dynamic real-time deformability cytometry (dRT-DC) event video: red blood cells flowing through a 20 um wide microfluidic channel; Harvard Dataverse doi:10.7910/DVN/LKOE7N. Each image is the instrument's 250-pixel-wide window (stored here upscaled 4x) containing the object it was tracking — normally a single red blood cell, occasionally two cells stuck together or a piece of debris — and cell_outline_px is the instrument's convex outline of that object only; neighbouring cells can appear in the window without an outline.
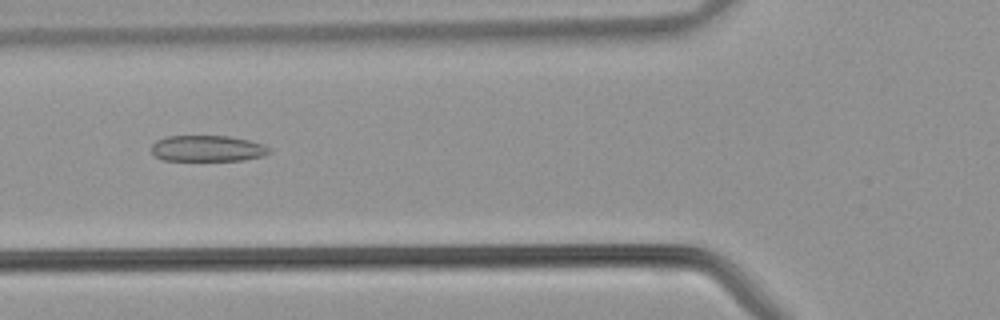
{"species": "common noctule bat (a hibernating species)", "species_latin": "Nyctalus noctula", "temperature_condition": "warm", "stored_images_in_passage": 41, "camera_frame_rate_fps": 3000, "um_per_image_px": 0.085, "animal": {"sex": "male", "body_mass_g": 21.5, "forearm_length_mm": 52.0}, "frame": {"image": 1, "passage_image": 15, "time_ms": 4.667, "image_size_px": [1000, 320], "cell_outline_px": [[272, 152], [264, 156], [244, 160], [164, 160], [156, 156], [152, 152], [152, 144], [156, 140], [168, 136], [228, 136], [248, 140], [264, 144], [272, 148]], "centroid_in_image_um": [17.69, 12.62], "position_along_channel_um": 108.1, "area_um2": 17.98}}
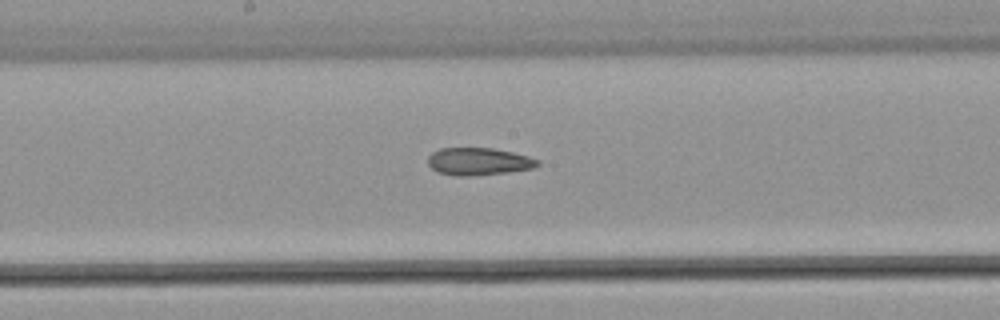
{"frame": {"image": 2, "passage_image": 21, "time_ms": 6.667, "image_size_px": [1000, 320], "cell_outline_px": [[540, 164], [532, 168], [508, 172], [472, 176], [456, 176], [436, 172], [428, 164], [428, 156], [432, 152], [440, 148], [492, 148], [512, 152], [528, 156], [540, 160]], "centroid_in_image_um": [40.66, 13.73], "position_along_channel_um": 207.5, "area_um2": 17.63}}
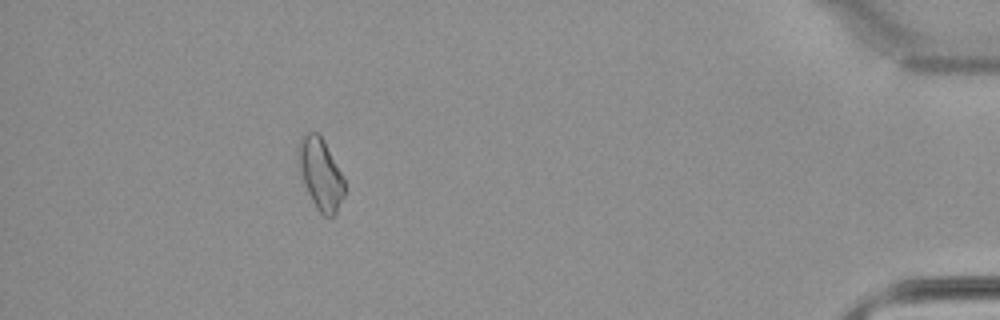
{"frame": {"image": 3, "passage_image": 37, "time_ms": 12.0, "image_size_px": [1000, 320], "cell_outline_px": [[344, 196], [336, 216], [324, 216], [316, 208], [304, 184], [300, 168], [296, 148], [300, 136], [308, 132], [316, 132], [324, 140], [344, 180]], "centroid_in_image_um": [27.23, 14.78], "position_along_channel_um": 408.0, "area_um2": 19.07}}